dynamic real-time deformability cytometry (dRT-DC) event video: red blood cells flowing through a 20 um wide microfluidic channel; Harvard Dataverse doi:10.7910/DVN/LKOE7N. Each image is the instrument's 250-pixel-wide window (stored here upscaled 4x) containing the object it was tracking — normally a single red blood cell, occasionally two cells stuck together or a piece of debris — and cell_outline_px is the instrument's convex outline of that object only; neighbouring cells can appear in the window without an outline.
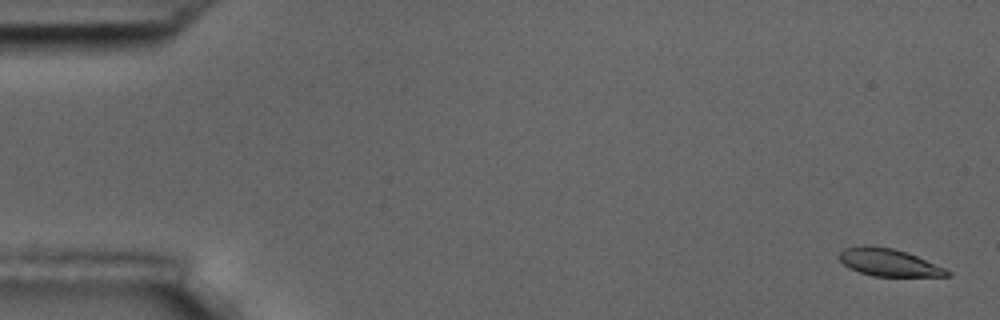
{"species": "common noctule bat (a hibernating species)", "species_latin": "Nyctalus noctula", "temperature_condition": "room temperature", "stored_images_in_passage": 56, "camera_frame_rate_fps": 3000, "um_per_image_px": 0.085, "animal": {"sex": "male", "body_mass_g": 17.5, "forearm_length_mm": 52.3}, "frame": {"image": 1, "passage_image": 2, "time_ms": 0.333, "image_size_px": [1000, 320], "cell_outline_px": [[952, 276], [872, 276], [848, 268], [836, 256], [844, 248], [864, 244], [868, 244], [892, 248], [908, 252], [944, 268], [952, 272]], "centroid_in_image_um": [75.5, 22.29], "position_along_channel_um": 9.5, "area_um2": 17.46}}
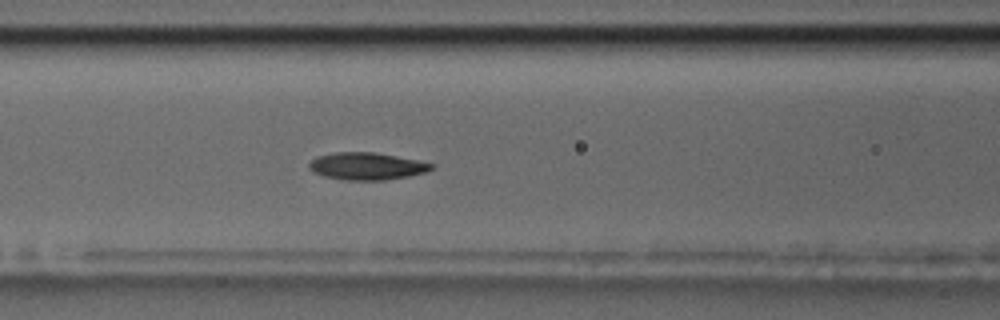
{"frame": {"image": 2, "passage_image": 24, "time_ms": 7.667, "image_size_px": [1000, 320], "cell_outline_px": [[436, 168], [424, 172], [408, 176], [384, 180], [348, 180], [324, 176], [312, 172], [308, 168], [308, 164], [316, 156], [336, 152], [376, 152], [436, 164]], "centroid_in_image_um": [31.17, 14.12], "position_along_channel_um": 135.4, "area_um2": 19.48}}
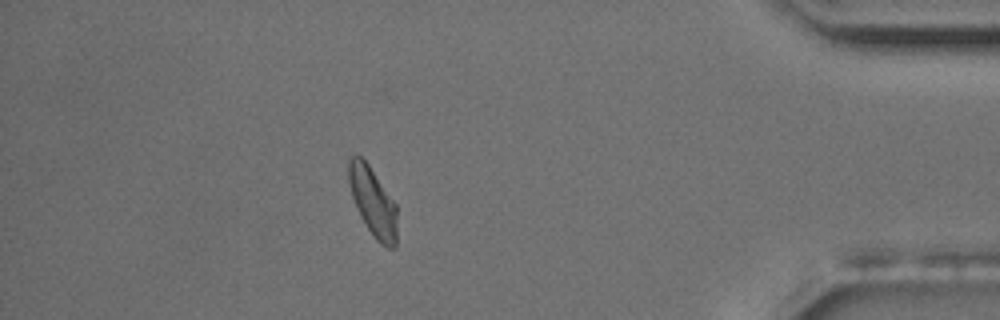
{"frame": {"image": 3, "passage_image": 50, "time_ms": 16.333, "image_size_px": [1000, 320], "cell_outline_px": [[396, 248], [388, 248], [380, 244], [372, 236], [360, 216], [356, 208], [352, 196], [348, 180], [348, 156], [360, 156], [368, 164], [396, 204]], "centroid_in_image_um": [31.68, 17.18], "position_along_channel_um": 403.5, "area_um2": 19.42}, "authors_computed_cell_mechanics": {"area_um2": 18.9584, "velocity_mm_per_s": 3.6033, "shape_relaxation_time_tau1_ms": 3.8818, "shape_relaxation_time_tau2_ms": 5.8305, "deformation_change_tau1": 0.124, "deformation_change_tau2": 0.0952}}